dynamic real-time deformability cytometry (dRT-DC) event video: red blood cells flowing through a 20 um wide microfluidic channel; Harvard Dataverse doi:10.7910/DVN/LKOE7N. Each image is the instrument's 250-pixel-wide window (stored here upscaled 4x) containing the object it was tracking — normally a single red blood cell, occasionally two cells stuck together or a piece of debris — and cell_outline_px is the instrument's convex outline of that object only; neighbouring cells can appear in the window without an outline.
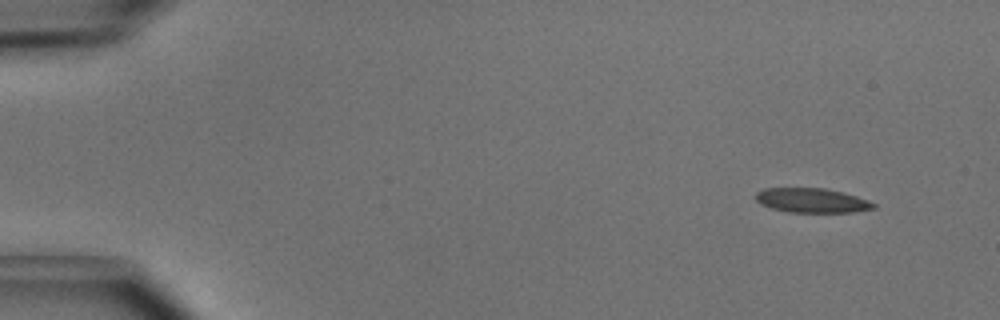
{"species": "common noctule bat (a hibernating species)", "species_latin": "Nyctalus noctula", "temperature_condition": "cold", "stored_images_in_passage": 4, "camera_frame_rate_fps": 3000, "um_per_image_px": 0.085, "animal": {"sex": "male", "body_mass_g": 15.6}, "frame": {"image": 1, "passage_image": 1, "time_ms": 0.0, "image_size_px": [1000, 320], "cell_outline_px": [[876, 208], [852, 212], [788, 212], [772, 208], [760, 204], [756, 200], [756, 192], [764, 188], [824, 188], [844, 192], [868, 200], [876, 204]], "centroid_in_image_um": [69.01, 17.03], "position_along_channel_um": 16.0, "area_um2": 16.82}}